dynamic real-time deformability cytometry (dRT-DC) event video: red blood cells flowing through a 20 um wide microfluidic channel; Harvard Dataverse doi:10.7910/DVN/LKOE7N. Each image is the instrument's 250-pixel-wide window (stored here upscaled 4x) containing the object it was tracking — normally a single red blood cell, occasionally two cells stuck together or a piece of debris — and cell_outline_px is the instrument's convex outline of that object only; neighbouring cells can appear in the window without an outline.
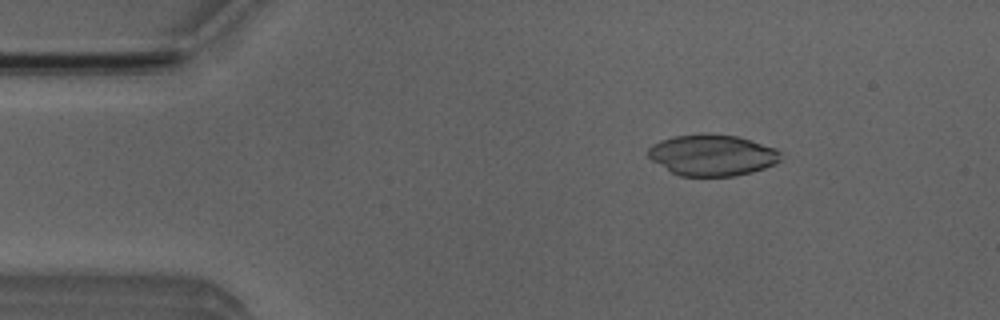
{"species": "Egyptian fruit bat (a non-hibernating species)", "species_latin": "Rousettus aegyptiacus", "temperature_condition": "room temperature", "stored_images_in_passage": 50, "camera_frame_rate_fps": 3000, "um_per_image_px": 0.085, "animal": {"sex": "male"}, "frame": {"image": 1, "passage_image": 7, "time_ms": 2.0, "image_size_px": [1000, 320], "cell_outline_px": [[780, 160], [776, 164], [752, 172], [732, 176], [680, 176], [672, 172], [652, 160], [648, 156], [648, 148], [652, 144], [660, 140], [676, 136], [704, 132], [736, 136], [752, 140], [776, 148], [780, 152]], "centroid_in_image_um": [60.55, 13.17], "position_along_channel_um": 24.5, "area_um2": 31.96}}
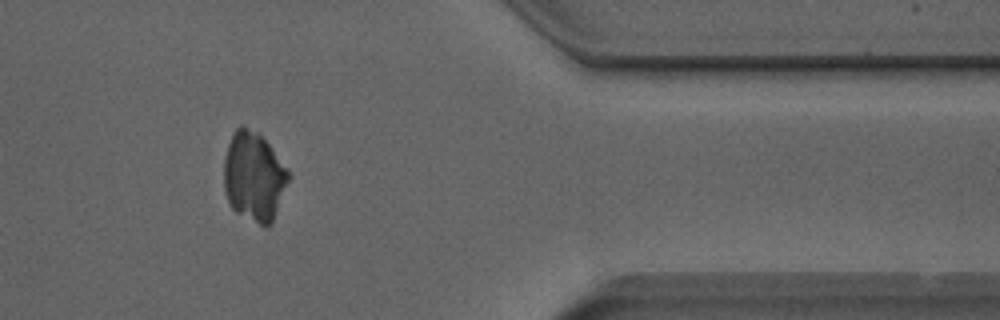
{"frame": {"image": 2, "passage_image": 41, "time_ms": 13.333, "image_size_px": [1000, 320], "cell_outline_px": [[288, 180], [272, 220], [268, 224], [260, 224], [236, 212], [232, 208], [228, 200], [224, 188], [224, 156], [228, 144], [236, 128], [240, 124], [244, 124], [260, 132], [288, 168]], "centroid_in_image_um": [21.55, 14.91], "position_along_channel_um": 389.8, "area_um2": 33.29}}
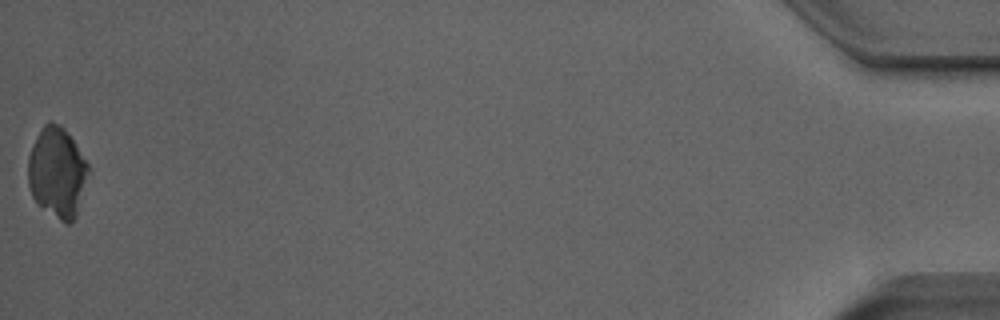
{"frame": {"image": 3, "passage_image": 50, "time_ms": 16.333, "image_size_px": [1000, 320], "cell_outline_px": [[92, 172], [76, 216], [68, 224], [64, 224], [40, 204], [32, 196], [28, 184], [28, 156], [36, 136], [44, 124], [48, 120], [52, 120], [60, 124], [64, 128], [88, 164]], "centroid_in_image_um": [4.89, 14.64], "position_along_channel_um": 430.3, "area_um2": 31.96}}